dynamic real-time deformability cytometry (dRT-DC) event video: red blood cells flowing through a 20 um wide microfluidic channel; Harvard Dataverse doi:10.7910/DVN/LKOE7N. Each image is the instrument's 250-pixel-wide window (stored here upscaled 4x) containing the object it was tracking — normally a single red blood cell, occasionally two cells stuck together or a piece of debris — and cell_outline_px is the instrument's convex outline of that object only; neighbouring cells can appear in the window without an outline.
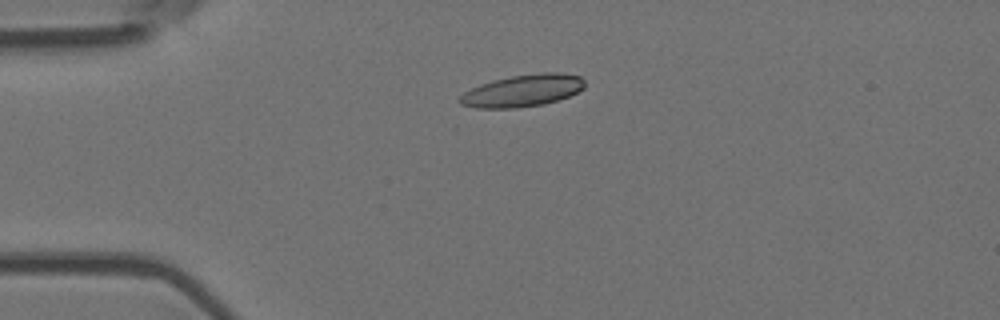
{"species": "Egyptian fruit bat (a non-hibernating species)", "species_latin": "Rousettus aegyptiacus", "temperature_condition": "room temperature", "stored_images_in_passage": 6, "camera_frame_rate_fps": 3000, "um_per_image_px": 0.085, "animal": {"sex": "female"}, "frame": {"image": 1, "passage_image": 5, "time_ms": 1.333, "image_size_px": [1000, 320], "cell_outline_px": [[584, 88], [568, 96], [544, 104], [516, 108], [476, 108], [460, 104], [456, 100], [464, 92], [480, 84], [492, 80], [512, 76], [540, 72], [560, 72], [580, 76], [584, 80]], "centroid_in_image_um": [44.39, 7.7], "position_along_channel_um": 40.6, "area_um2": 23.41}}